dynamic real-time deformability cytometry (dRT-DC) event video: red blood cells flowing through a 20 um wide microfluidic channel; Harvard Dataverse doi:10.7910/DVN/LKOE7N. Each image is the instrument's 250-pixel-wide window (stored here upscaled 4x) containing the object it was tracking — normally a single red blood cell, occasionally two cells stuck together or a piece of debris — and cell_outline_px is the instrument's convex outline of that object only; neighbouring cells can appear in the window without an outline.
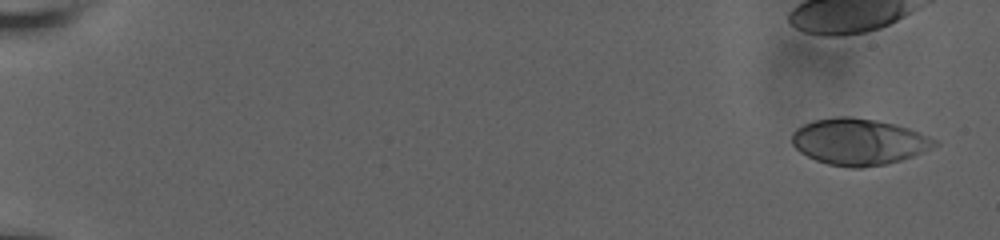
{"species": "human", "species_latin": "Homo sapiens", "temperature_condition": "room temperature", "stored_images_in_passage": 24, "camera_frame_rate_fps": 3000, "um_per_image_px": 0.085, "donor": {"sex": "male"}, "frame": {"image": 1, "passage_image": 1, "time_ms": 0.0, "image_size_px": [1000, 240], "cell_outline_px": [[940, 144], [932, 148], [912, 156], [900, 160], [884, 164], [860, 168], [852, 168], [828, 164], [816, 160], [800, 152], [792, 144], [792, 132], [796, 128], [812, 120], [836, 116], [852, 116], [876, 120], [896, 124], [908, 128], [940, 140]], "centroid_in_image_um": [73.0, 12.03], "position_along_channel_um": 12.0, "area_um2": 38.78}}